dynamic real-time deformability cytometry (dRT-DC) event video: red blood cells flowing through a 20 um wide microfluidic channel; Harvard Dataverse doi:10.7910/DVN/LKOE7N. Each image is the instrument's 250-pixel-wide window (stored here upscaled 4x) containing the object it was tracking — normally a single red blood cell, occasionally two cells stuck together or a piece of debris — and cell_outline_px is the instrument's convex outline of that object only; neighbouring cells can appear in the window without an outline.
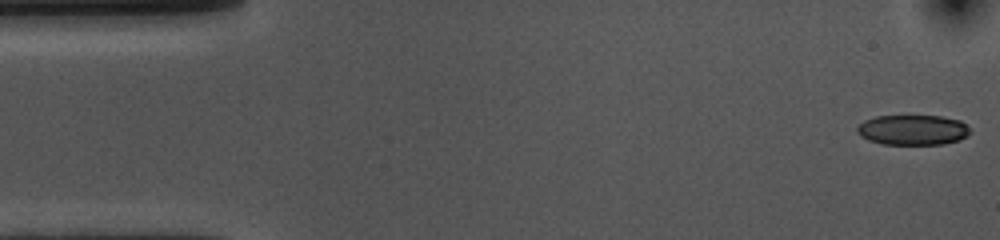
{"species": "common noctule bat (a hibernating species)", "species_latin": "Nyctalus noctula", "temperature_condition": "cold", "stored_images_in_passage": 54, "camera_frame_rate_fps": 3000, "um_per_image_px": 0.085, "animal": {"sex": "female", "body_mass_g": 10.0, "forearm_length_mm": 53.1}, "frame": {"image": 1, "passage_image": 1, "time_ms": 0.0, "image_size_px": [1000, 240], "cell_outline_px": [[972, 132], [968, 136], [960, 140], [944, 144], [880, 144], [868, 140], [860, 136], [856, 132], [856, 128], [864, 120], [876, 116], [940, 116], [960, 120], [972, 128]], "centroid_in_image_um": [77.62, 11.05], "position_along_channel_um": 7.4, "area_um2": 20.17}}
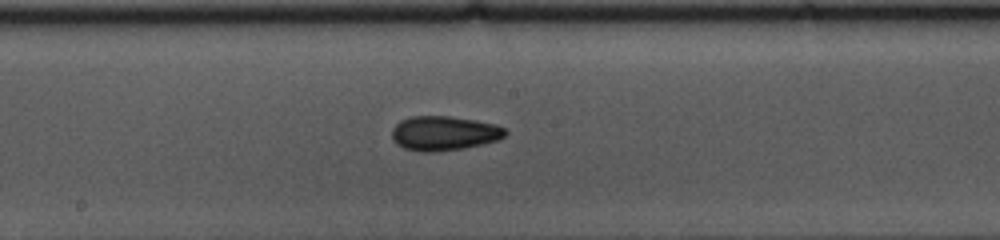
{"frame": {"image": 2, "passage_image": 27, "time_ms": 8.667, "image_size_px": [1000, 240], "cell_outline_px": [[508, 132], [504, 136], [496, 140], [484, 144], [464, 148], [436, 152], [420, 152], [404, 148], [396, 144], [392, 140], [392, 128], [400, 120], [412, 116], [448, 116], [496, 124], [504, 128]], "centroid_in_image_um": [37.71, 11.34], "position_along_channel_um": 210.5, "area_um2": 22.83}}
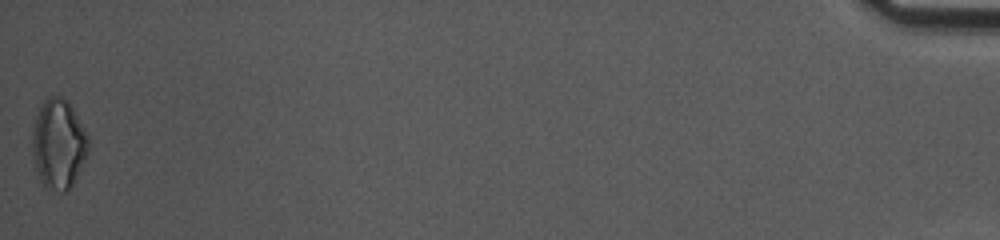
{"frame": {"image": 3, "passage_image": 54, "time_ms": 17.667, "image_size_px": [1000, 240], "cell_outline_px": [[88, 152], [72, 184], [64, 192], [60, 192], [44, 184], [40, 180], [36, 168], [32, 148], [32, 132], [36, 116], [44, 100], [48, 96], [60, 96], [68, 100], [88, 136]], "centroid_in_image_um": [4.97, 12.19], "position_along_channel_um": 430.2, "area_um2": 28.73}, "authors_computed_cell_mechanics": {"area_um2": 21.9351, "velocity_mm_per_s": 3.6054, "shape_relaxation_time_tau1_ms": 10.9462, "shape_relaxation_time_tau2_ms": 4.5837, "deformation_change_tau1": 0.1453, "deformation_change_tau2": 0.1035}}